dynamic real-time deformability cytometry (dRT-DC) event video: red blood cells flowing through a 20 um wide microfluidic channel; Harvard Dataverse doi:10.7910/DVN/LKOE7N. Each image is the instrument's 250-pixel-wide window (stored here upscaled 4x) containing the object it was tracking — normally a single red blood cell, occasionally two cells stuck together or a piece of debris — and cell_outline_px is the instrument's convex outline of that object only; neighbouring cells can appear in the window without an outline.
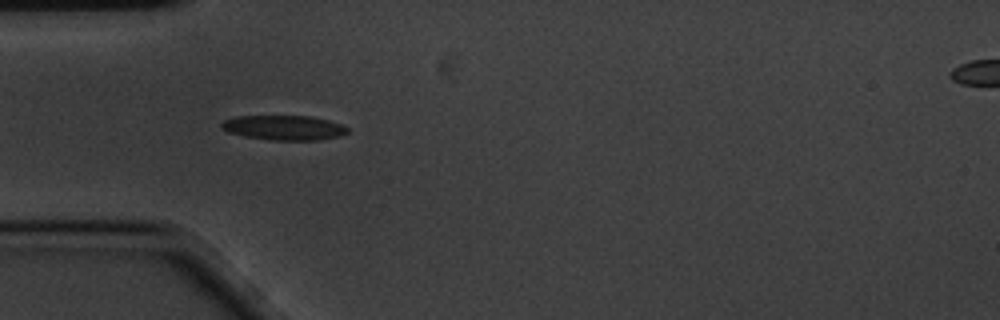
{"species": "common noctule bat (a hibernating species)", "species_latin": "Nyctalus noctula", "temperature_condition": "cold", "stored_images_in_passage": 5, "camera_frame_rate_fps": 3000, "um_per_image_px": 0.085, "animal": {"sex": "male", "body_mass_g": 20.1, "forearm_length_mm": 53.5}, "frame": {"image": 1, "passage_image": 3, "time_ms": 0.667, "image_size_px": [1000, 320], "cell_outline_px": [[348, 132], [340, 136], [316, 140], [272, 140], [244, 136], [228, 132], [220, 128], [220, 124], [224, 120], [236, 116], [312, 116], [328, 120], [340, 124], [348, 128]], "centroid_in_image_um": [24.11, 10.85], "position_along_channel_um": 60.9, "area_um2": 18.15}}
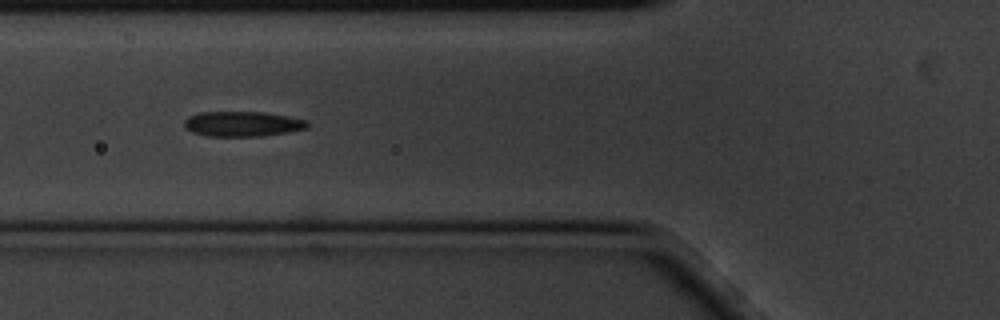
{"frame": {"image": 2, "passage_image": 4, "time_ms": 1.0, "image_size_px": [1000, 320], "cell_outline_px": [[308, 128], [288, 132], [260, 136], [208, 136], [192, 132], [184, 128], [184, 120], [188, 116], [200, 112], [264, 112], [288, 116], [308, 120]], "centroid_in_image_um": [20.6, 10.53], "position_along_channel_um": 105.2, "area_um2": 18.09}}
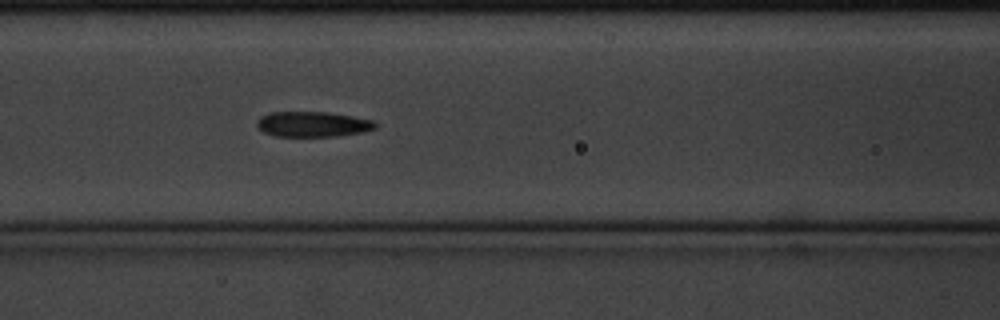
{"frame": {"image": 3, "passage_image": 5, "time_ms": 1.333, "image_size_px": [1000, 320], "cell_outline_px": [[376, 128], [360, 132], [336, 136], [276, 136], [264, 132], [256, 124], [256, 120], [260, 116], [272, 112], [324, 112], [352, 116], [372, 120], [376, 124]], "centroid_in_image_um": [26.54, 10.55], "position_along_channel_um": 140.1, "area_um2": 17.22}}